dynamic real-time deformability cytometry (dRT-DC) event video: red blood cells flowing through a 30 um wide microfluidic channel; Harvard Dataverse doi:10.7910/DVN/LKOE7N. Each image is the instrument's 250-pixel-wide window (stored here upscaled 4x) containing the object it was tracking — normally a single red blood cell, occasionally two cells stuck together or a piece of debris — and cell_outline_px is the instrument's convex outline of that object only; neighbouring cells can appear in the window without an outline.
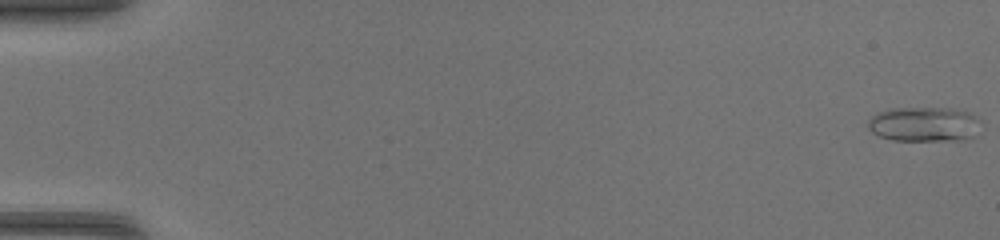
{"species": "common noctule bat (a hibernating species)", "species_latin": "Nyctalus noctula", "temperature_condition": "warm", "stored_images_in_passage": 48, "camera_frame_rate_fps": 3000, "um_per_image_px": 0.085, "animal": {"sex": "female", "body_mass_g": 17.0, "forearm_length_mm": 48.0}, "frame": {"image": 1, "passage_image": 1, "time_ms": 0.0, "image_size_px": [1000, 240], "cell_outline_px": [[984, 128], [972, 136], [964, 140], [892, 140], [880, 136], [872, 132], [868, 128], [868, 120], [876, 112], [892, 108], [952, 108], [972, 112], [984, 120]], "centroid_in_image_um": [78.66, 10.54], "position_along_channel_um": 6.3, "area_um2": 23.52}}